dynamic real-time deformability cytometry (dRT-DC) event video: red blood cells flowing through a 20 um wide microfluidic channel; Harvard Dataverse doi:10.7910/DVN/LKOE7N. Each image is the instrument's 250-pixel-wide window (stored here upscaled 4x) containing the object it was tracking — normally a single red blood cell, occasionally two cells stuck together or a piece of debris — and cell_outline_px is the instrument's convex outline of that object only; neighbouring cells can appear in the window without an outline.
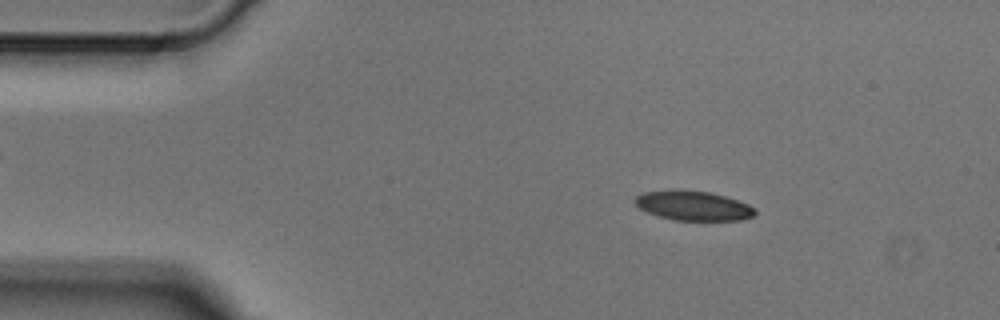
{"species": "Egyptian fruit bat (a non-hibernating species)", "species_latin": "Rousettus aegyptiacus", "temperature_condition": "cold", "stored_images_in_passage": 5, "camera_frame_rate_fps": 3000, "um_per_image_px": 0.085, "animal": {"sex": "male"}, "frame": {"image": 1, "passage_image": 1, "time_ms": 0.0, "image_size_px": [1000, 320], "cell_outline_px": [[756, 212], [752, 216], [740, 220], [672, 220], [656, 216], [640, 208], [632, 200], [636, 196], [644, 192], [668, 188], [676, 188], [712, 192], [748, 204], [756, 208]], "centroid_in_image_um": [58.87, 17.45], "position_along_channel_um": 26.1, "area_um2": 21.1}}
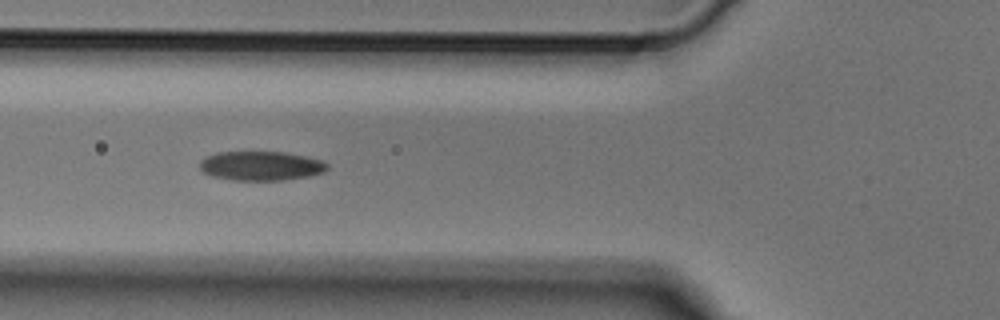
{"frame": {"image": 2, "passage_image": 4, "time_ms": 1.0, "image_size_px": [1000, 320], "cell_outline_px": [[328, 168], [324, 172], [308, 176], [280, 180], [232, 180], [212, 176], [204, 172], [200, 168], [200, 160], [216, 152], [284, 152], [308, 156], [324, 160], [328, 164]], "centroid_in_image_um": [22.21, 14.09], "position_along_channel_um": 103.6, "area_um2": 21.79}}
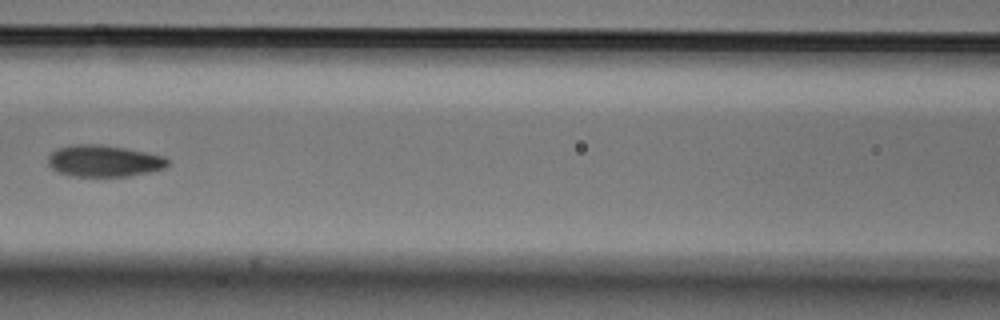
{"frame": {"image": 3, "passage_image": 5, "time_ms": 1.333, "image_size_px": [1000, 320], "cell_outline_px": [[168, 164], [164, 168], [148, 172], [128, 176], [72, 176], [56, 172], [48, 164], [48, 156], [56, 148], [72, 144], [100, 144], [148, 152], [164, 156], [168, 160]], "centroid_in_image_um": [8.8, 13.67], "position_along_channel_um": 157.8, "area_um2": 22.14}}